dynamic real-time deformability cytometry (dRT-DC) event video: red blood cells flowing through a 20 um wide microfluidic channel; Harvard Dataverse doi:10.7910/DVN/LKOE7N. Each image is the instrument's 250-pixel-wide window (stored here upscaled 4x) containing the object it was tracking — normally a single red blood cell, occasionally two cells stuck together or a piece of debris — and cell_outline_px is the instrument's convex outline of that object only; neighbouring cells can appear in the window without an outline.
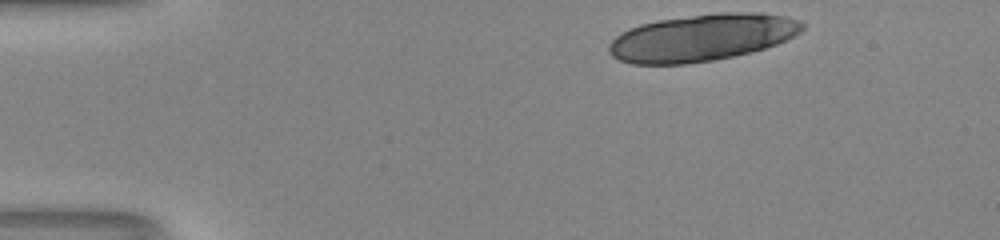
{"species": "human", "species_latin": "Homo sapiens", "temperature_condition": "room temperature", "stored_images_in_passage": 13, "camera_frame_rate_fps": 3000, "um_per_image_px": 0.085, "donor": {"sex": "male"}, "frame": {"image": 1, "passage_image": 1, "time_ms": 0.0, "image_size_px": [1000, 240], "cell_outline_px": [[804, 28], [800, 32], [776, 44], [752, 52], [716, 60], [684, 64], [632, 64], [620, 60], [612, 56], [608, 52], [608, 44], [616, 36], [640, 24], [656, 20], [716, 12], [760, 12], [784, 16], [800, 20], [804, 24]], "centroid_in_image_um": [59.67, 3.19], "position_along_channel_um": 25.3, "area_um2": 53.06}}